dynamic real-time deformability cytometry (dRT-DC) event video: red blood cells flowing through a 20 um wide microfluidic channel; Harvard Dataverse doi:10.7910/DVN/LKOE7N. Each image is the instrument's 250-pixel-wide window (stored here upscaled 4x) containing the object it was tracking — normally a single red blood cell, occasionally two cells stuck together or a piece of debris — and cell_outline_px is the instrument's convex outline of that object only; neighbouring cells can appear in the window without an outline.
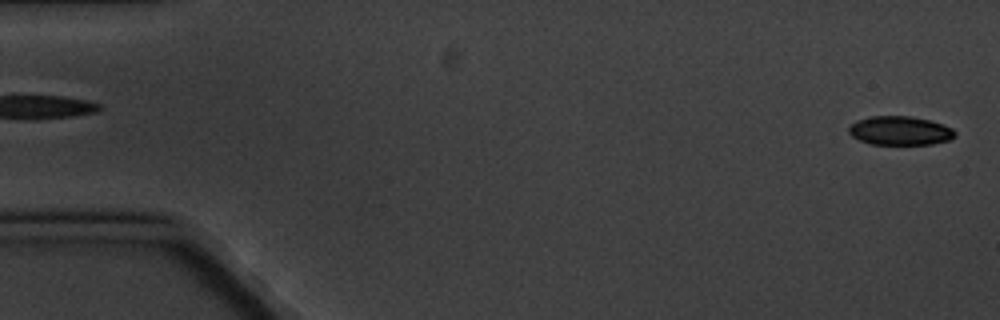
{"species": "common noctule bat (a hibernating species)", "species_latin": "Nyctalus noctula", "temperature_condition": "cold", "stored_images_in_passage": 6, "segment_of_instrument_passage": [2, 2], "camera_frame_rate_fps": 3000, "um_per_image_px": 0.085, "animal": {"sex": "male", "body_mass_g": 20.1, "forearm_length_mm": 53.5}, "frame": {"image": 1, "passage_image": 6, "time_ms": 6.0, "image_size_px": [1000, 320], "cell_outline_px": [[956, 136], [948, 140], [932, 144], [872, 144], [860, 140], [852, 136], [848, 132], [848, 128], [856, 120], [872, 116], [908, 116], [928, 120], [944, 124], [952, 128], [956, 132]], "centroid_in_image_um": [76.51, 11.1], "position_along_channel_um": 8.5, "area_um2": 17.8}}